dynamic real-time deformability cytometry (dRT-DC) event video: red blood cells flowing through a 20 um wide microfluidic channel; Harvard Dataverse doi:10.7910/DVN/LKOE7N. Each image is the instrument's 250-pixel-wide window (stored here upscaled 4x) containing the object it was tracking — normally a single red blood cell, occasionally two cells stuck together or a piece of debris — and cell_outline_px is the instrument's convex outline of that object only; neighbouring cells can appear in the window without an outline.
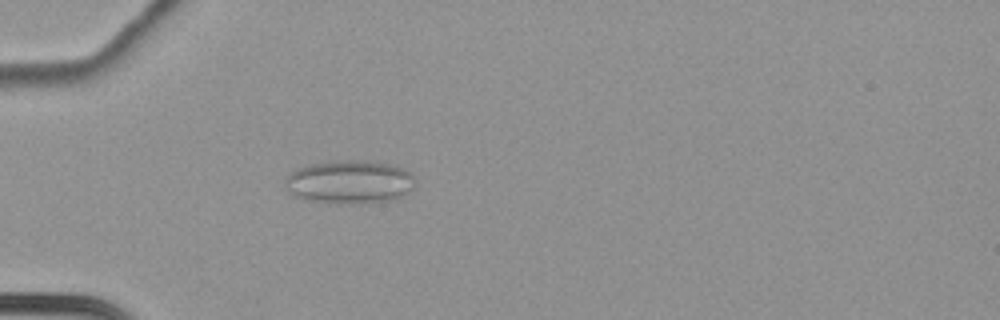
{"species": "common noctule bat (a hibernating species)", "species_latin": "Nyctalus noctula", "temperature_condition": "cold", "stored_images_in_passage": 64, "camera_frame_rate_fps": 3000, "um_per_image_px": 0.085, "animal": {"sex": "female", "body_mass_g": 22.7, "forearm_length_mm": 54.2}, "frame": {"image": 1, "passage_image": 22, "time_ms": 7.0, "image_size_px": [1000, 320], "cell_outline_px": [[412, 188], [404, 196], [396, 200], [352, 204], [328, 204], [304, 200], [292, 196], [288, 192], [284, 180], [292, 172], [300, 168], [312, 164], [332, 160], [372, 160], [396, 164], [412, 172]], "centroid_in_image_um": [29.72, 15.48], "position_along_channel_um": 55.3, "area_um2": 33.76}}
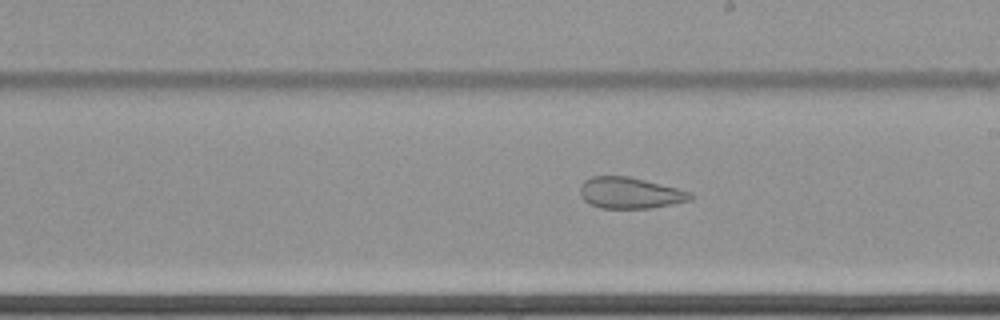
{"frame": {"image": 2, "passage_image": 39, "time_ms": 12.667, "image_size_px": [1000, 320], "cell_outline_px": [[696, 196], [692, 200], [652, 208], [600, 208], [588, 204], [580, 196], [580, 188], [584, 180], [592, 176], [628, 176], [692, 192]], "centroid_in_image_um": [53.55, 16.41], "position_along_channel_um": 235.4, "area_um2": 20.17}}
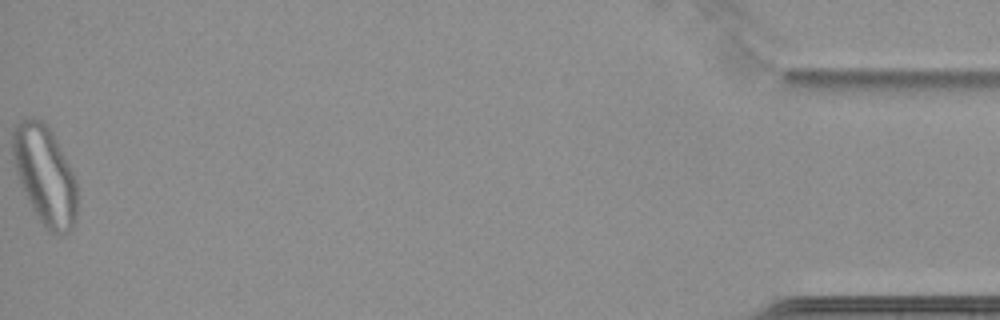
{"frame": {"image": 3, "passage_image": 64, "time_ms": 21.0, "image_size_px": [1000, 320], "cell_outline_px": [[76, 220], [72, 228], [64, 236], [56, 236], [48, 232], [40, 220], [20, 184], [16, 172], [12, 156], [12, 128], [20, 120], [32, 116], [48, 124], [76, 180]], "centroid_in_image_um": [3.8, 14.88], "position_along_channel_um": 431.4, "area_um2": 37.17}}